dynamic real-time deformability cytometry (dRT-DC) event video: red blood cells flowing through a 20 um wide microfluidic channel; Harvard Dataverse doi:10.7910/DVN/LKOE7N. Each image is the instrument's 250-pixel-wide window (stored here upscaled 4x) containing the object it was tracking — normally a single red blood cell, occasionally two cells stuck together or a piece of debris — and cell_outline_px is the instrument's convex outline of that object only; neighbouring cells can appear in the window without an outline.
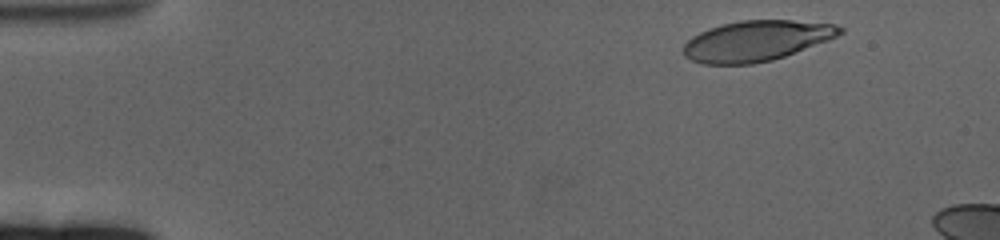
{"species": "human", "species_latin": "Homo sapiens", "temperature_condition": "cold", "stored_images_in_passage": 56, "camera_frame_rate_fps": 3000, "um_per_image_px": 0.085, "donor": {"sex": "female"}, "frame": {"image": 1, "passage_image": 3, "time_ms": 0.667, "image_size_px": [1000, 240], "cell_outline_px": [[844, 32], [828, 40], [784, 56], [772, 60], [752, 64], [700, 64], [684, 56], [684, 44], [692, 36], [708, 28], [740, 20], [792, 20], [832, 24], [844, 28]], "centroid_in_image_um": [64.27, 3.47], "position_along_channel_um": 20.7, "area_um2": 36.7}}
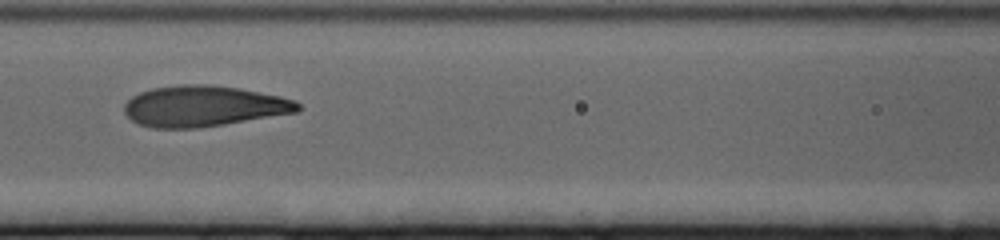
{"frame": {"image": 2, "passage_image": 24, "time_ms": 7.667, "image_size_px": [1000, 240], "cell_outline_px": [[300, 112], [200, 128], [152, 128], [136, 124], [124, 112], [124, 104], [132, 96], [140, 92], [152, 88], [180, 84], [208, 84], [240, 88], [280, 96], [296, 100], [300, 104]], "centroid_in_image_um": [17.32, 9.02], "position_along_channel_um": 149.3, "area_um2": 41.73}}
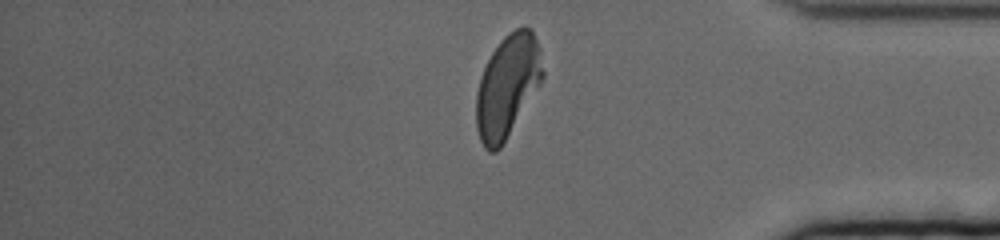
{"frame": {"image": 3, "passage_image": 48, "time_ms": 15.667, "image_size_px": [1000, 240], "cell_outline_px": [[544, 76], [540, 84], [500, 148], [496, 152], [488, 152], [484, 148], [480, 140], [476, 128], [476, 92], [480, 76], [492, 52], [500, 40], [508, 32], [516, 28], [532, 28], [540, 48], [544, 72]], "centroid_in_image_um": [43.12, 7.31], "position_along_channel_um": 392.1, "area_um2": 39.71}}